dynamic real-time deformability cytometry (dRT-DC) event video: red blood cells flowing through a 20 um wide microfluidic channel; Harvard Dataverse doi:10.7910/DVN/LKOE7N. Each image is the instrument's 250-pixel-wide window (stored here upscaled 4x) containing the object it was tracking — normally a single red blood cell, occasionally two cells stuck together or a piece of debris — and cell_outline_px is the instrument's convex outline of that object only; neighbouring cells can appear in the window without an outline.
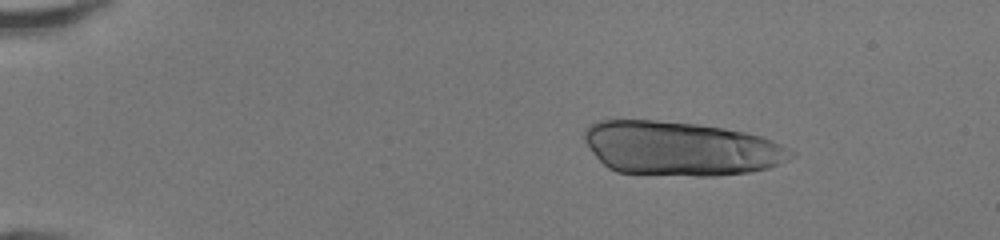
{"species": "human", "species_latin": "Homo sapiens", "temperature_condition": "room temperature", "stored_images_in_passage": 48, "segment_of_instrument_passage": [1, 2], "camera_frame_rate_fps": 3000, "um_per_image_px": 0.085, "donor": {"sex": "female"}, "frame": {"image": 1, "passage_image": 8, "time_ms": 2.333, "image_size_px": [1000, 240], "cell_outline_px": [[796, 156], [780, 164], [768, 168], [748, 172], [716, 176], [696, 176], [616, 172], [608, 168], [592, 152], [584, 140], [584, 132], [588, 124], [596, 120], [656, 120], [700, 124], [724, 128], [744, 132], [760, 136], [772, 140], [796, 152]], "centroid_in_image_um": [57.86, 12.61], "position_along_channel_um": 27.1, "area_um2": 65.49}}